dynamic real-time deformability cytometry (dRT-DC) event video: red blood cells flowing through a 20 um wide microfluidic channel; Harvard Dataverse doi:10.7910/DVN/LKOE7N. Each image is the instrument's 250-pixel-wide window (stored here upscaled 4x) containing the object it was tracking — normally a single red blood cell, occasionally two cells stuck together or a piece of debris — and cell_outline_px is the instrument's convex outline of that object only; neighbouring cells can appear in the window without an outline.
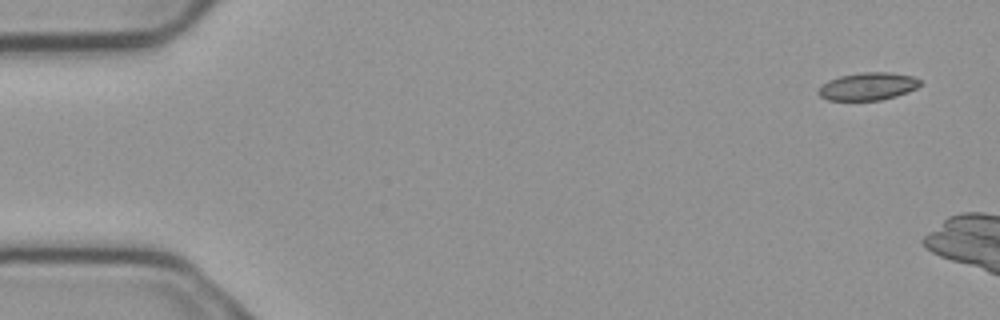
{"species": "common noctule bat (a hibernating species)", "species_latin": "Nyctalus noctula", "temperature_condition": "cold", "stored_images_in_passage": 5, "camera_frame_rate_fps": 3000, "um_per_image_px": 0.085, "animal": {"sex": "male", "body_mass_g": 23.1, "forearm_length_mm": 52.7}, "frame": {"image": 1, "passage_image": 1, "time_ms": 0.0, "image_size_px": [1000, 320], "cell_outline_px": [[920, 84], [916, 88], [908, 92], [896, 96], [880, 100], [828, 100], [820, 96], [816, 92], [820, 84], [828, 80], [840, 76], [860, 72], [892, 72], [912, 76], [920, 80]], "centroid_in_image_um": [73.73, 7.33], "position_along_channel_um": 11.3, "area_um2": 16.53}}